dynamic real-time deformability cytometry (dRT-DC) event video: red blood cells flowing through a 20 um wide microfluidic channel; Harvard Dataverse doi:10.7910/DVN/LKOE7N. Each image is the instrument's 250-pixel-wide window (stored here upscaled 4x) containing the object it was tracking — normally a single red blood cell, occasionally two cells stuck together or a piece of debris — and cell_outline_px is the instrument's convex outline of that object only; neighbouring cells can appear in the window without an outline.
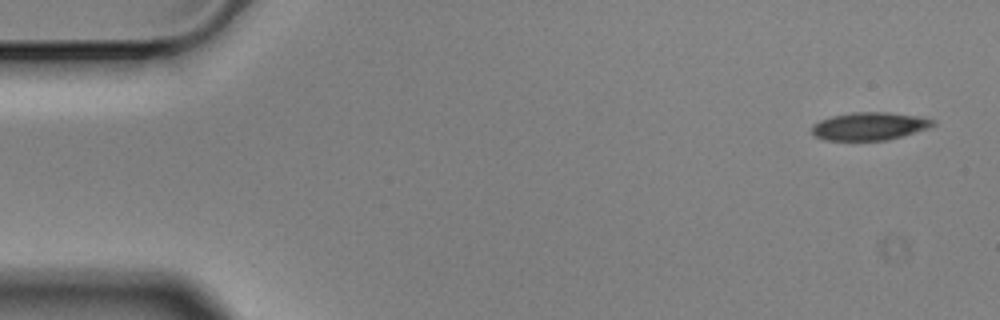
{"species": "Egyptian fruit bat (a non-hibernating species)", "species_latin": "Rousettus aegyptiacus", "temperature_condition": "cold", "stored_images_in_passage": 5, "camera_frame_rate_fps": 3000, "um_per_image_px": 0.085, "animal": {"sex": "male"}, "frame": {"image": 1, "passage_image": 1, "time_ms": 0.0, "image_size_px": [1000, 320], "cell_outline_px": [[936, 124], [928, 128], [900, 136], [884, 140], [824, 140], [816, 136], [812, 132], [812, 124], [820, 120], [832, 116], [852, 112], [888, 112], [920, 116], [936, 120]], "centroid_in_image_um": [73.91, 10.71], "position_along_channel_um": 11.1, "area_um2": 19.59}}
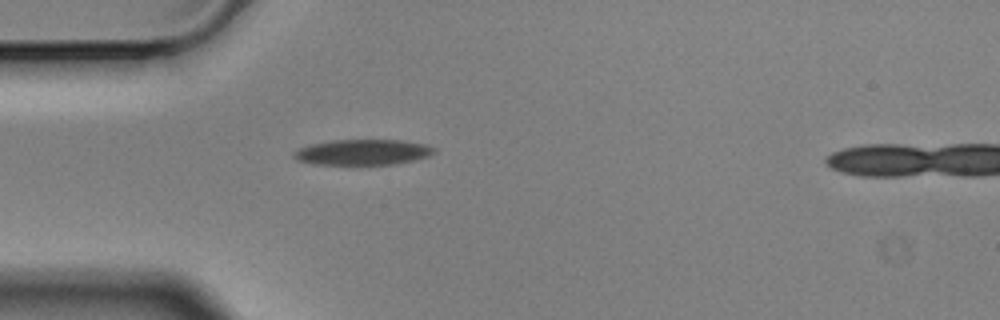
{"frame": {"image": 2, "passage_image": 4, "time_ms": 1.0, "image_size_px": [1000, 320], "cell_outline_px": [[436, 152], [428, 156], [416, 160], [396, 164], [312, 164], [296, 160], [292, 156], [300, 148], [312, 144], [332, 140], [400, 140], [424, 144], [436, 148]], "centroid_in_image_um": [30.87, 12.94], "position_along_channel_um": 54.1, "area_um2": 20.81}}